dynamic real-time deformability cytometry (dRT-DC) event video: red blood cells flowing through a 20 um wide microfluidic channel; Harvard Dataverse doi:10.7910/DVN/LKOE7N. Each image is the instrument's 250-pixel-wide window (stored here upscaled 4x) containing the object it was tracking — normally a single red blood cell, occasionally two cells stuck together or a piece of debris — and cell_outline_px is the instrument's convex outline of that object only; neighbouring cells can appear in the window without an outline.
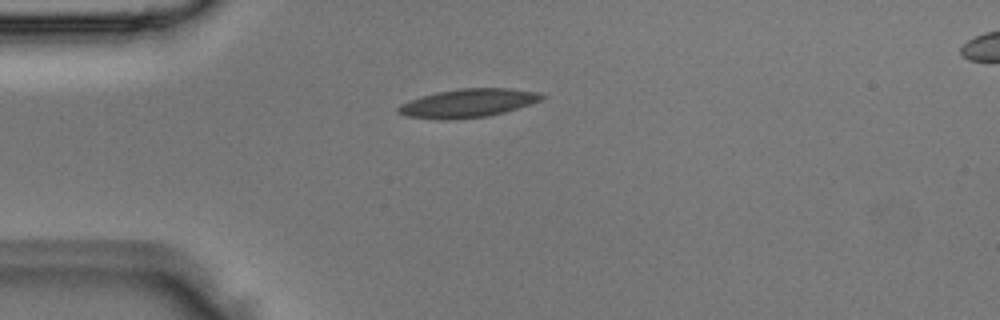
{"species": "Egyptian fruit bat (a non-hibernating species)", "species_latin": "Rousettus aegyptiacus", "temperature_condition": "room temperature", "stored_images_in_passage": 2, "camera_frame_rate_fps": 3000, "um_per_image_px": 0.085, "animal": {"sex": "male"}, "frame": {"image": 1, "passage_image": 1, "time_ms": 0.0, "image_size_px": [1000, 320], "cell_outline_px": [[544, 96], [540, 100], [504, 112], [488, 116], [456, 120], [440, 120], [408, 116], [400, 112], [396, 108], [400, 104], [436, 92], [460, 88], [508, 88], [540, 92]], "centroid_in_image_um": [39.78, 8.77], "position_along_channel_um": 45.2, "area_um2": 23.58}}